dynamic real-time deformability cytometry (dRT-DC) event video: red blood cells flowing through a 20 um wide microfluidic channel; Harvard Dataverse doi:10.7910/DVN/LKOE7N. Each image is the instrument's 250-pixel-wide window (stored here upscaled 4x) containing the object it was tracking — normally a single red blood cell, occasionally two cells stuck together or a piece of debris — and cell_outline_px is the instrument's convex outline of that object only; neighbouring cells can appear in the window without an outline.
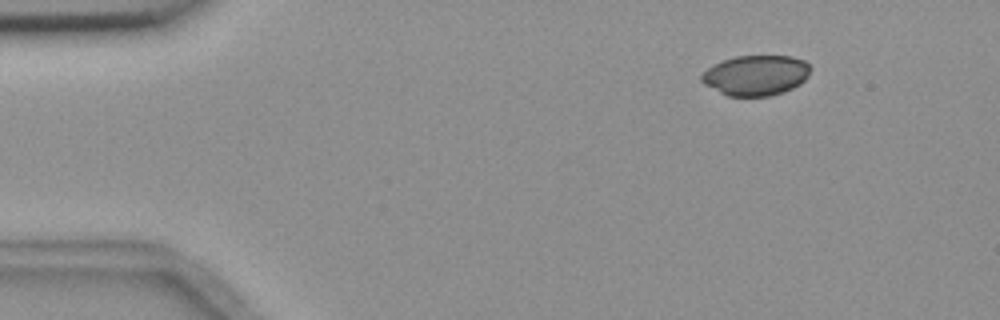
{"species": "common noctule bat (a hibernating species)", "species_latin": "Nyctalus noctula", "temperature_condition": "room temperature", "stored_images_in_passage": 3, "camera_frame_rate_fps": 3000, "um_per_image_px": 0.085, "animal": {"sex": "female", "body_mass_g": 18.4}, "frame": {"image": 1, "passage_image": 1, "time_ms": 0.0, "image_size_px": [1000, 320], "cell_outline_px": [[812, 68], [808, 76], [800, 84], [784, 92], [768, 96], [728, 96], [704, 84], [700, 80], [700, 76], [708, 68], [724, 60], [736, 56], [792, 56], [804, 60]], "centroid_in_image_um": [64.28, 6.4], "position_along_channel_um": 20.7, "area_um2": 25.49}}